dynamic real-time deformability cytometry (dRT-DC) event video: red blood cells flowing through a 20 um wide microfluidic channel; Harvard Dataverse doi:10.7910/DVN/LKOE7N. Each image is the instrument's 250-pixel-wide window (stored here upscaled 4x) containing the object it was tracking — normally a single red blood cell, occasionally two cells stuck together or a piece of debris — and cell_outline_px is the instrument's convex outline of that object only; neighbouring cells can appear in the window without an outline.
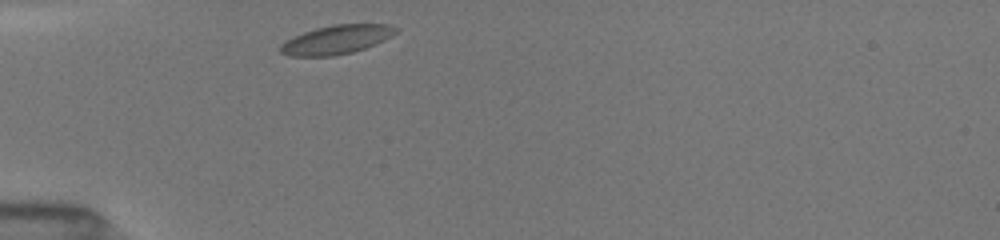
{"species": "common noctule bat (a hibernating species)", "species_latin": "Nyctalus noctula", "temperature_condition": "room temperature", "stored_images_in_passage": 30, "camera_frame_rate_fps": 3000, "um_per_image_px": 0.085, "animal": {"sex": "female", "body_mass_g": 19.5, "forearm_length_mm": 54.1}, "frame": {"image": 1, "passage_image": 1, "time_ms": 0.0, "image_size_px": [1000, 240], "cell_outline_px": [[396, 32], [392, 36], [384, 40], [364, 48], [352, 52], [332, 56], [288, 56], [280, 52], [280, 44], [284, 40], [304, 32], [316, 28], [332, 24], [388, 24], [396, 28]], "centroid_in_image_um": [28.56, 3.37], "position_along_channel_um": 56.4, "area_um2": 19.36}}
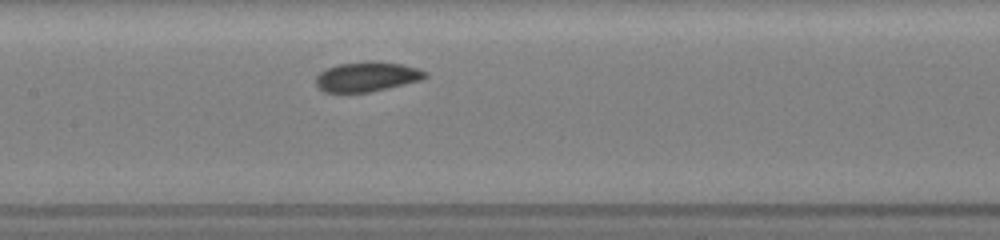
{"frame": {"image": 2, "passage_image": 11, "time_ms": 3.333, "image_size_px": [1000, 240], "cell_outline_px": [[428, 76], [420, 80], [368, 92], [324, 92], [316, 84], [316, 76], [320, 72], [336, 64], [372, 60], [400, 64], [416, 68], [428, 72]], "centroid_in_image_um": [31.17, 6.5], "position_along_channel_um": 176.2, "area_um2": 18.79}}
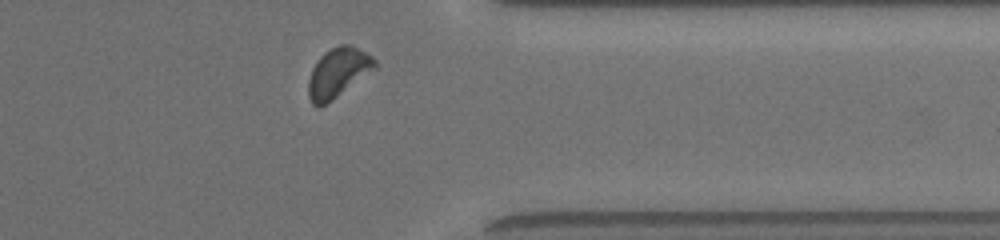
{"frame": {"image": 3, "passage_image": 27, "time_ms": 8.667, "image_size_px": [1000, 240], "cell_outline_px": [[376, 68], [332, 100], [316, 108], [312, 104], [308, 96], [308, 80], [312, 68], [320, 56], [324, 52], [340, 44], [352, 44], [372, 56], [376, 60]], "centroid_in_image_um": [28.72, 6.16], "position_along_channel_um": 382.7, "area_um2": 19.13}, "authors_computed_cell_mechanics": {"area_um2": 18.8428, "velocity_mm_per_s": 3.9636, "shape_relaxation_time_tau1_ms": 1.6242, "shape_relaxation_time_tau2_ms": 3.1234, "deformation_change_tau1": 0.0461, "deformation_change_tau2": 0.0518}}